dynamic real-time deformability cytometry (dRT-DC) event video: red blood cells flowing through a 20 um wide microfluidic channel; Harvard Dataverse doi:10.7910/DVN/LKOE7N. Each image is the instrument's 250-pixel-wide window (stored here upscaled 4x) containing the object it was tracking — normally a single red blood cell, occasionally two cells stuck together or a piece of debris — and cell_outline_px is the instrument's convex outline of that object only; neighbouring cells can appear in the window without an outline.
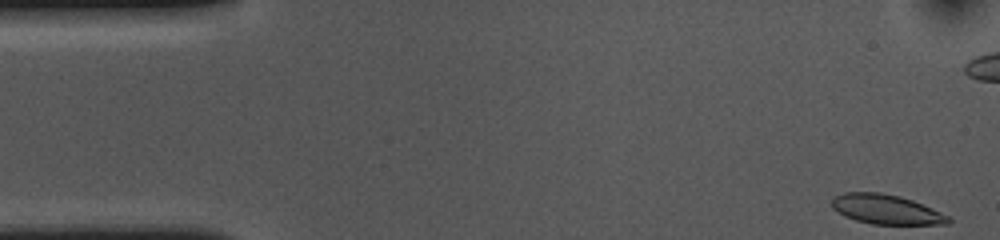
{"species": "common noctule bat (a hibernating species)", "species_latin": "Nyctalus noctula", "temperature_condition": "cold", "stored_images_in_passage": 48, "camera_frame_rate_fps": 3000, "um_per_image_px": 0.085, "animal": {"sex": "female", "body_mass_g": 10.0, "forearm_length_mm": 53.1}, "frame": {"image": 1, "passage_image": 1, "time_ms": 0.0, "image_size_px": [1000, 240], "cell_outline_px": [[952, 220], [948, 224], [872, 224], [856, 220], [844, 216], [832, 208], [832, 200], [836, 196], [844, 192], [880, 192], [900, 196], [912, 200], [952, 216]], "centroid_in_image_um": [75.36, 17.8], "position_along_channel_um": 9.6, "area_um2": 20.17}}
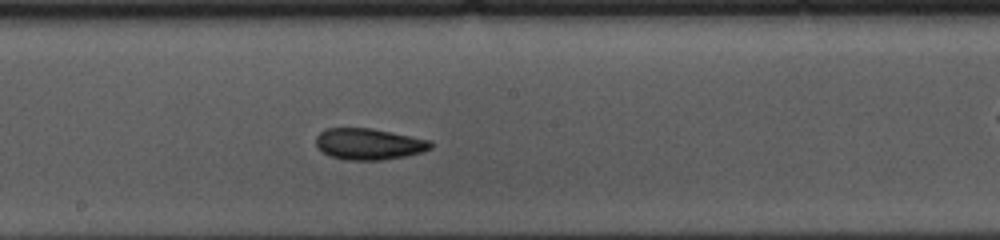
{"frame": {"image": 2, "passage_image": 27, "time_ms": 8.667, "image_size_px": [1000, 240], "cell_outline_px": [[432, 148], [424, 152], [404, 156], [380, 160], [344, 160], [332, 156], [324, 152], [316, 144], [316, 136], [324, 128], [372, 128], [432, 140]], "centroid_in_image_um": [31.38, 12.23], "position_along_channel_um": 216.8, "area_um2": 20.98}}
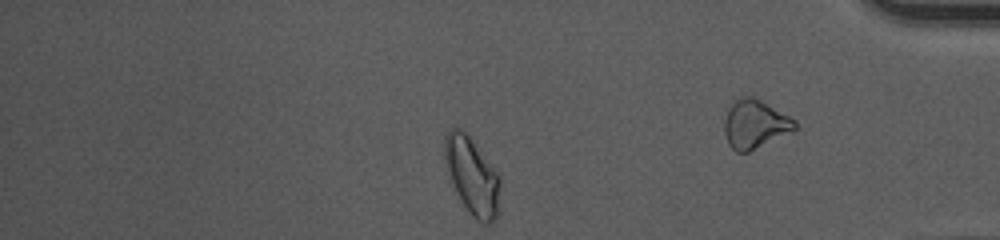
{"frame": {"image": 3, "passage_image": 45, "time_ms": 14.667, "image_size_px": [1000, 240], "cell_outline_px": [[500, 180], [496, 216], [488, 224], [484, 224], [464, 204], [448, 180], [444, 156], [444, 136], [452, 128], [460, 128], [468, 132], [500, 176]], "centroid_in_image_um": [40.08, 14.84], "position_along_channel_um": 395.1, "area_um2": 24.74}, "authors_computed_cell_mechanics": {"area_um2": 20.9814, "velocity_mm_per_s": 3.5916, "shape_relaxation_time_tau1_ms": 6.6525, "shape_relaxation_time_tau2_ms": 4.8845, "deformation_change_tau1": 0.135, "deformation_change_tau2": 0.1002}}